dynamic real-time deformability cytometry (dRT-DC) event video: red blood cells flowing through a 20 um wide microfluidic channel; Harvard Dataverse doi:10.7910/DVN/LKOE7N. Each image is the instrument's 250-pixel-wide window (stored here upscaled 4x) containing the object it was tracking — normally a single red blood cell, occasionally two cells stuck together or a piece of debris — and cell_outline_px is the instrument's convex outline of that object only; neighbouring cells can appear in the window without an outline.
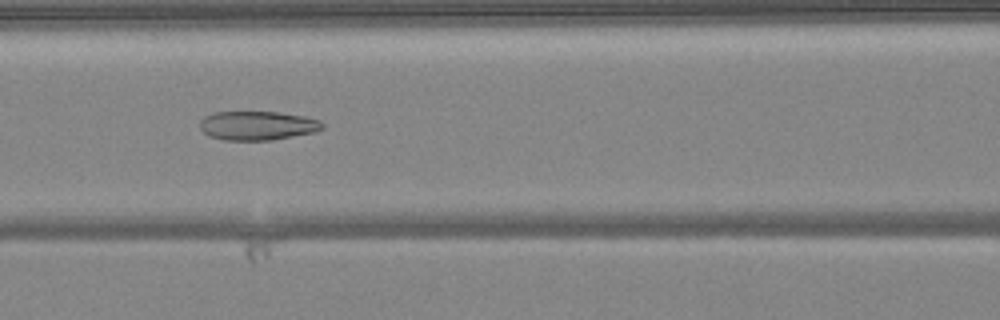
{"species": "common noctule bat (a hibernating species)", "species_latin": "Nyctalus noctula", "temperature_condition": "warm", "stored_images_in_passage": 50, "camera_frame_rate_fps": 3000, "um_per_image_px": 0.085, "animal": {"sex": "female", "body_mass_g": 24.6, "forearm_length_mm": 56.2}, "frame": {"image": 1, "passage_image": 22, "time_ms": 7.0, "image_size_px": [1000, 320], "cell_outline_px": [[324, 128], [316, 132], [272, 140], [224, 140], [208, 136], [200, 128], [200, 120], [204, 116], [216, 112], [280, 112], [304, 116], [320, 120], [324, 124]], "centroid_in_image_um": [21.9, 10.68], "position_along_channel_um": 144.7, "area_um2": 20.87}}
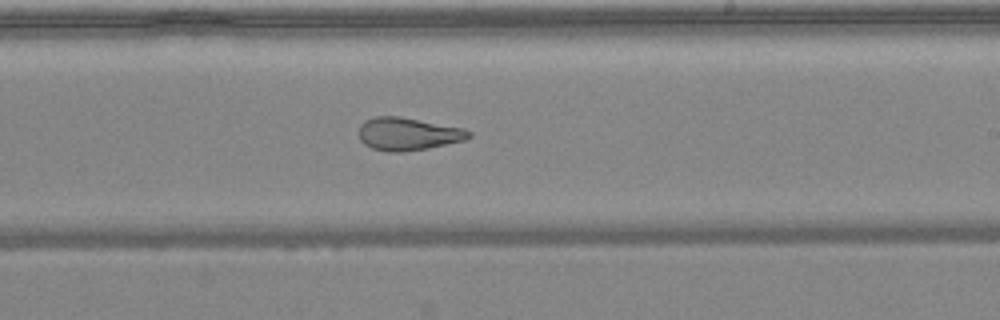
{"frame": {"image": 2, "passage_image": 30, "time_ms": 9.667, "image_size_px": [1000, 320], "cell_outline_px": [[472, 136], [464, 140], [428, 148], [404, 152], [388, 152], [372, 148], [364, 144], [360, 140], [360, 124], [364, 120], [376, 116], [400, 116], [464, 128], [472, 132]], "centroid_in_image_um": [34.68, 11.38], "position_along_channel_um": 254.3, "area_um2": 21.1}}
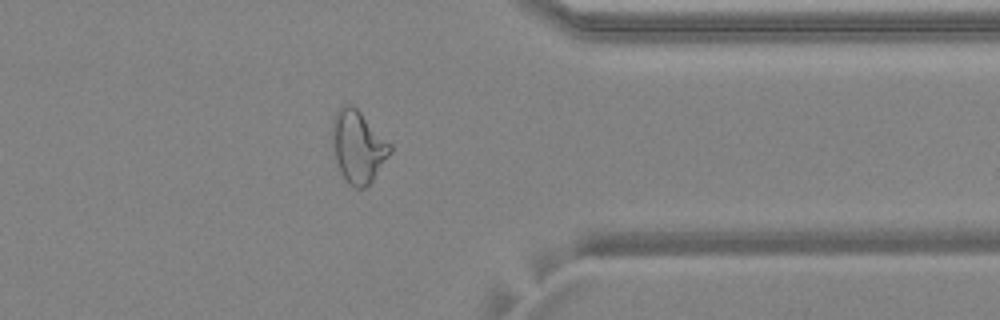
{"frame": {"image": 3, "passage_image": 40, "time_ms": 13.0, "image_size_px": [1000, 320], "cell_outline_px": [[392, 152], [372, 180], [364, 188], [356, 188], [344, 180], [340, 172], [336, 160], [332, 144], [332, 120], [336, 112], [344, 104], [352, 104], [392, 144]], "centroid_in_image_um": [30.43, 12.46], "position_along_channel_um": 381.0, "area_um2": 24.28}, "authors_computed_cell_mechanics": {"area_um2": 25.5765, "velocity_mm_per_s": 4.1222, "shape_relaxation_time_tau1_ms": null, "shape_relaxation_time_tau2_ms": 2.4829, "deformation_change_tau1": null, "deformation_change_tau2": 0.1106}}